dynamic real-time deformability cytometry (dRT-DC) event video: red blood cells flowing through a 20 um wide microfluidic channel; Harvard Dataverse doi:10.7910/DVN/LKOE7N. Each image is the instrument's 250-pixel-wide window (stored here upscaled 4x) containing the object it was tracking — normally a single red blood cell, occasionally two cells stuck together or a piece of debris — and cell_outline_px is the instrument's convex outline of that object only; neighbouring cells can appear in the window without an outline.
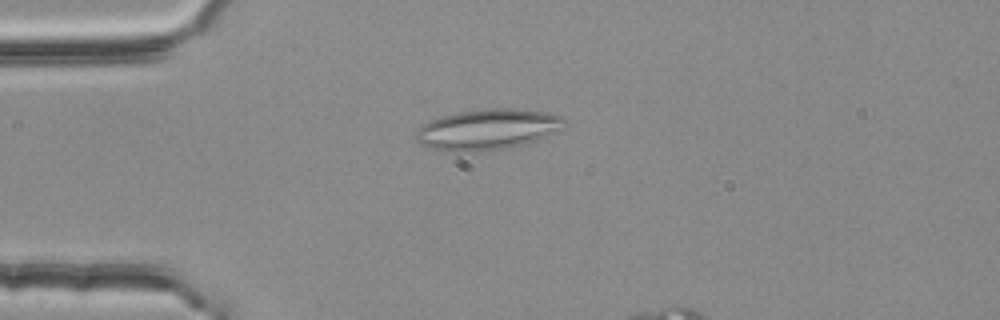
{"species": "common noctule bat (a hibernating species)", "species_latin": "Nyctalus noctula", "temperature_condition": "room temperature", "stored_images_in_passage": 4, "camera_frame_rate_fps": 3000, "um_per_image_px": 0.085, "animal": {"sex": "female", "body_mass_g": 25.1}, "frame": {"image": 1, "passage_image": 3, "time_ms": 0.667, "image_size_px": [1000, 320], "cell_outline_px": [[568, 124], [528, 144], [508, 148], [484, 152], [452, 152], [432, 148], [420, 144], [416, 140], [416, 128], [432, 120], [444, 116], [460, 112], [484, 108], [512, 108], [544, 112], [564, 116]], "centroid_in_image_um": [41.45, 11.01], "position_along_channel_um": 43.6, "area_um2": 35.37}}